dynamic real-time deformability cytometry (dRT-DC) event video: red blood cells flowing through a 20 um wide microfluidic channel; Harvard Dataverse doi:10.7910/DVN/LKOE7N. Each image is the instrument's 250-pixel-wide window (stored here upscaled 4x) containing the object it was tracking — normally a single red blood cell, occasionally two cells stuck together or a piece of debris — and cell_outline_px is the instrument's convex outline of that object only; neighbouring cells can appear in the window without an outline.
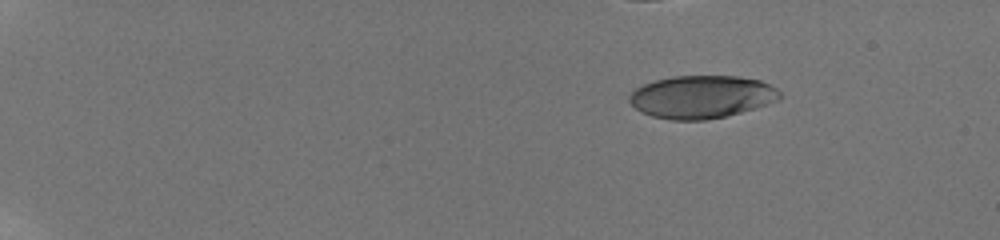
{"species": "human", "species_latin": "Homo sapiens", "temperature_condition": "room temperature", "stored_images_in_passage": 12, "camera_frame_rate_fps": 3000, "um_per_image_px": 0.085, "donor": {"sex": "male"}, "frame": {"image": 1, "passage_image": 4, "time_ms": 3.333, "image_size_px": [1000, 240], "cell_outline_px": [[784, 96], [780, 100], [768, 104], [740, 112], [708, 120], [672, 120], [652, 116], [636, 108], [628, 100], [628, 96], [636, 88], [644, 84], [656, 80], [672, 76], [736, 76], [760, 80], [776, 88]], "centroid_in_image_um": [59.66, 8.23], "position_along_channel_um": 25.3, "area_um2": 37.45}}